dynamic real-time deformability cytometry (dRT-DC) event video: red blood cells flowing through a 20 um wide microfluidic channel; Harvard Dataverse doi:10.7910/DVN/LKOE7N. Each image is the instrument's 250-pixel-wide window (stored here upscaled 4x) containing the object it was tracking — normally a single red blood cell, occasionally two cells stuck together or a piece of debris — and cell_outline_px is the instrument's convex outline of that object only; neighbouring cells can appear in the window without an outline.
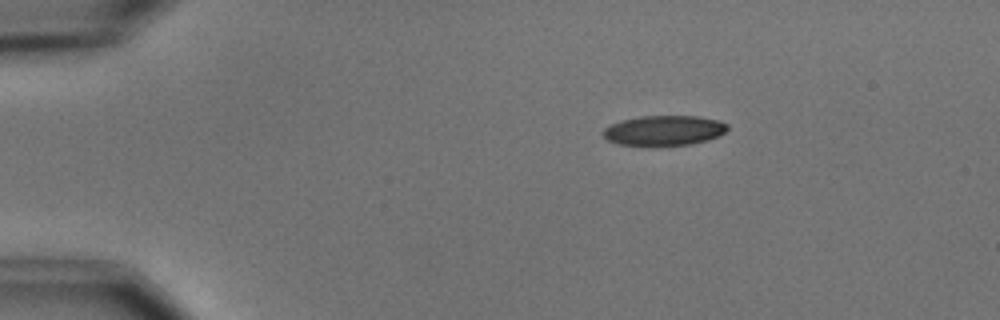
{"species": "common noctule bat (a hibernating species)", "species_latin": "Nyctalus noctula", "temperature_condition": "cold", "stored_images_in_passage": 4, "camera_frame_rate_fps": 3000, "um_per_image_px": 0.085, "animal": {"sex": "male", "body_mass_g": 15.6}, "frame": {"image": 1, "passage_image": 4, "time_ms": 4.333, "image_size_px": [1000, 320], "cell_outline_px": [[728, 128], [724, 132], [708, 140], [692, 144], [660, 148], [656, 148], [616, 144], [608, 140], [604, 136], [604, 128], [612, 124], [624, 120], [640, 116], [696, 116], [716, 120], [728, 124]], "centroid_in_image_um": [56.42, 11.14], "position_along_channel_um": 28.6, "area_um2": 22.25}}